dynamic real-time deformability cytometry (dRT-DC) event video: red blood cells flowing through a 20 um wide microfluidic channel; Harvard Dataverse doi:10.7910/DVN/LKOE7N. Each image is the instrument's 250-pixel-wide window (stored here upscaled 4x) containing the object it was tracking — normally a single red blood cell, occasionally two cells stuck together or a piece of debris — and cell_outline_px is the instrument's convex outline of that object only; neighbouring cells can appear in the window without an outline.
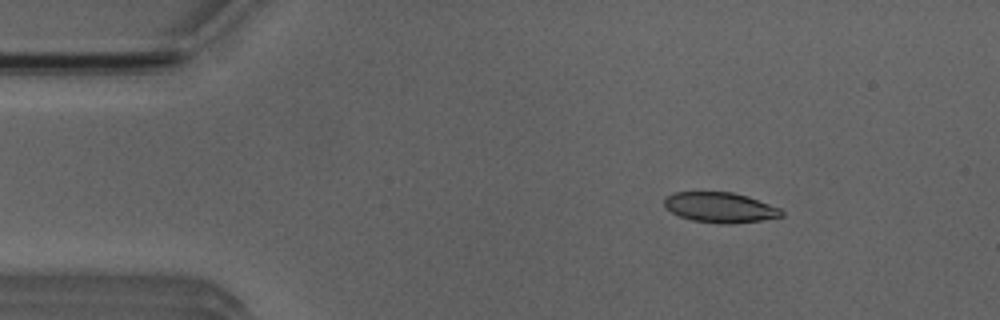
{"species": "Egyptian fruit bat (a non-hibernating species)", "species_latin": "Rousettus aegyptiacus", "temperature_condition": "room temperature", "stored_images_in_passage": 7, "camera_frame_rate_fps": 3000, "um_per_image_px": 0.085, "animal": {"sex": "male"}, "frame": {"image": 1, "passage_image": 2, "time_ms": 2.0, "image_size_px": [1000, 320], "cell_outline_px": [[784, 216], [760, 220], [732, 224], [716, 224], [692, 220], [680, 216], [664, 208], [664, 200], [668, 196], [676, 192], [732, 192], [748, 196], [780, 208], [784, 212]], "centroid_in_image_um": [61.22, 17.64], "position_along_channel_um": 23.8, "area_um2": 20.69}}
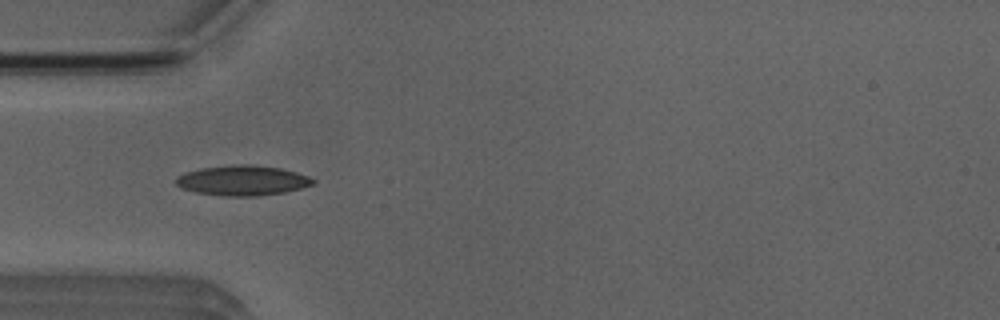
{"frame": {"image": 2, "passage_image": 4, "time_ms": 4.667, "image_size_px": [1000, 320], "cell_outline_px": [[316, 184], [284, 192], [256, 196], [224, 196], [196, 192], [180, 188], [176, 184], [176, 176], [184, 172], [200, 168], [232, 164], [252, 164], [280, 168], [296, 172], [308, 176], [316, 180]], "centroid_in_image_um": [20.6, 15.33], "position_along_channel_um": 64.4, "area_um2": 24.22}}
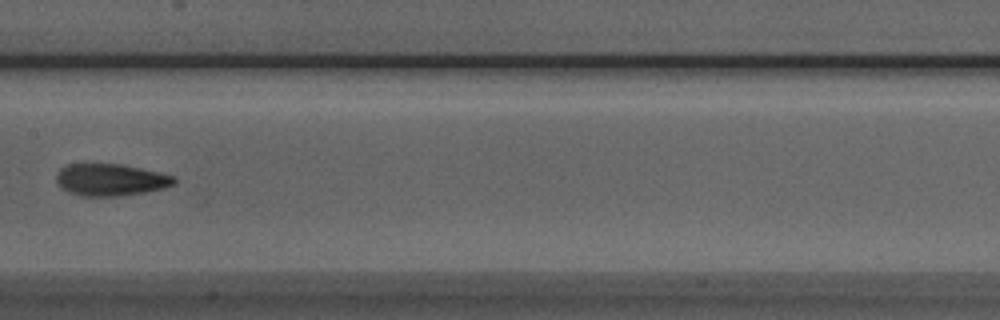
{"frame": {"image": 3, "passage_image": 7, "time_ms": 8.0, "image_size_px": [1000, 320], "cell_outline_px": [[176, 184], [164, 188], [144, 192], [120, 196], [80, 196], [68, 192], [60, 188], [56, 184], [56, 176], [60, 168], [68, 164], [120, 164], [160, 172], [176, 176]], "centroid_in_image_um": [9.39, 15.29], "position_along_channel_um": 198.0, "area_um2": 22.2}}